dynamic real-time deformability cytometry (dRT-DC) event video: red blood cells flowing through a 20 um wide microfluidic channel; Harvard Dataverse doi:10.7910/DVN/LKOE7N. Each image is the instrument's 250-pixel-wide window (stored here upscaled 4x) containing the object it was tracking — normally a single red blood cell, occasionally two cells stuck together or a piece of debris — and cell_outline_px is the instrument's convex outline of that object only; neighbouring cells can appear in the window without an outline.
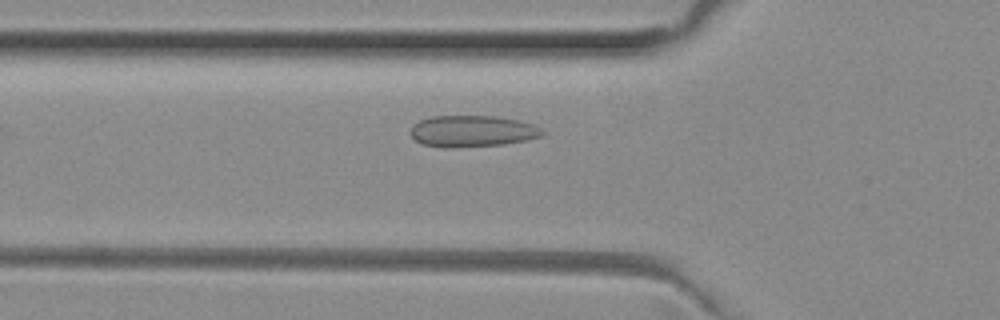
{"species": "common noctule bat (a hibernating species)", "species_latin": "Nyctalus noctula", "temperature_condition": "room temperature", "stored_images_in_passage": 34, "camera_frame_rate_fps": 3000, "um_per_image_px": 0.085, "animal": {"sex": "female", "body_mass_g": 29.2, "forearm_length_mm": 56.3}, "frame": {"image": 1, "passage_image": 2, "time_ms": 0.333, "image_size_px": [1000, 320], "cell_outline_px": [[548, 132], [540, 136], [524, 140], [500, 144], [456, 148], [444, 148], [420, 144], [408, 132], [412, 124], [420, 120], [432, 116], [496, 116], [516, 120], [532, 124]], "centroid_in_image_um": [40.08, 11.15], "position_along_channel_um": 85.7, "area_um2": 24.28}}
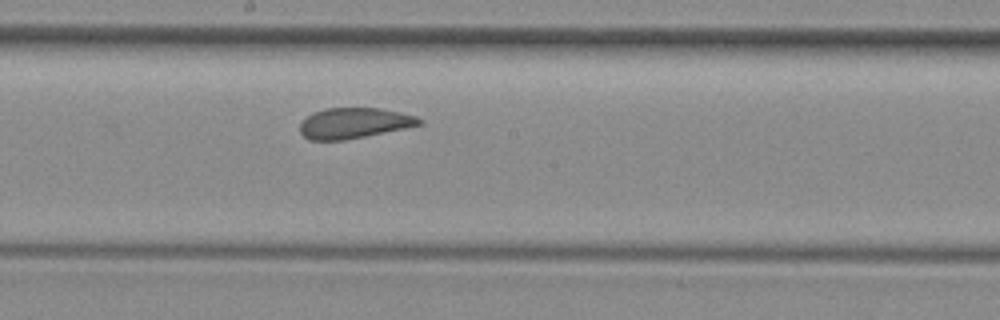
{"frame": {"image": 2, "passage_image": 12, "time_ms": 3.667, "image_size_px": [1000, 320], "cell_outline_px": [[424, 124], [344, 140], [308, 140], [300, 132], [300, 124], [312, 112], [324, 108], [380, 108], [400, 112], [416, 116], [424, 120]], "centroid_in_image_um": [30.1, 10.45], "position_along_channel_um": 218.1, "area_um2": 21.21}}
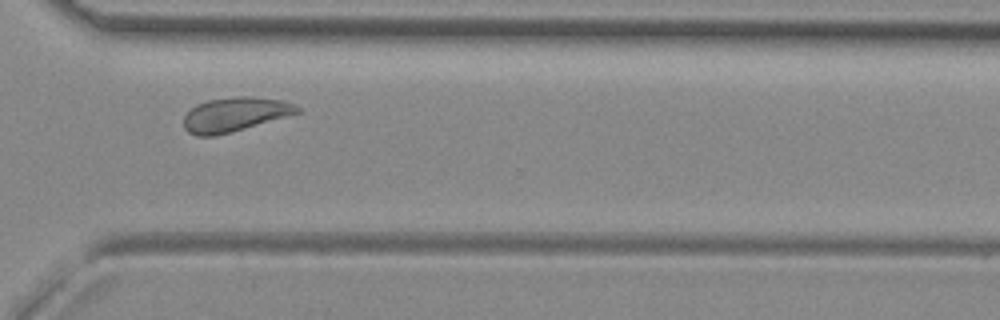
{"frame": {"image": 3, "passage_image": 22, "time_ms": 7.0, "image_size_px": [1000, 320], "cell_outline_px": [[300, 112], [216, 136], [196, 136], [188, 132], [184, 128], [184, 116], [196, 104], [208, 100], [236, 96], [252, 96], [280, 100], [292, 104], [300, 108]], "centroid_in_image_um": [19.91, 9.72], "position_along_channel_um": 350.7, "area_um2": 22.31}}